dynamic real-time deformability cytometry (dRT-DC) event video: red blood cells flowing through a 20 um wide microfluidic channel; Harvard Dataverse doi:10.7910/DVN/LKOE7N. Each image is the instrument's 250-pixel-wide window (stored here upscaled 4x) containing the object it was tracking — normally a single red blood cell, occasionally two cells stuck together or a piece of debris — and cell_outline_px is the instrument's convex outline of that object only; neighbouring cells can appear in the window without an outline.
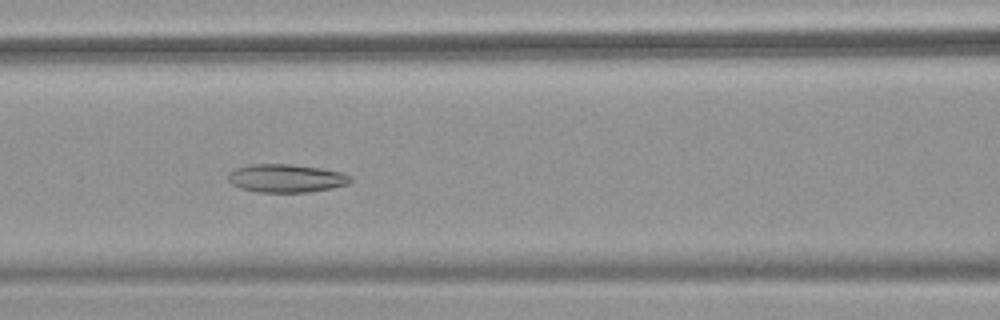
{"species": "common noctule bat (a hibernating species)", "species_latin": "Nyctalus noctula", "temperature_condition": "warm", "stored_images_in_passage": 51, "camera_frame_rate_fps": 3000, "um_per_image_px": 0.085, "animal": {"sex": "female", "body_mass_g": 18.4}, "frame": {"image": 1, "passage_image": 22, "time_ms": 7.0, "image_size_px": [1000, 320], "cell_outline_px": [[352, 180], [348, 184], [332, 188], [308, 192], [256, 192], [240, 188], [232, 184], [228, 180], [228, 172], [236, 168], [248, 164], [292, 164], [320, 168], [344, 172], [352, 176]], "centroid_in_image_um": [24.33, 15.15], "position_along_channel_um": 142.3, "area_um2": 20.35}}
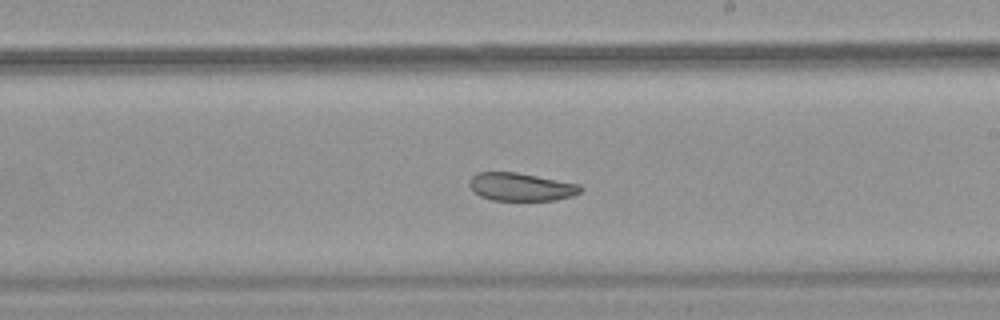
{"frame": {"image": 2, "passage_image": 30, "time_ms": 9.667, "image_size_px": [1000, 320], "cell_outline_px": [[584, 188], [580, 192], [572, 196], [556, 200], [492, 200], [480, 196], [468, 184], [472, 176], [476, 172], [516, 172], [580, 184]], "centroid_in_image_um": [44.3, 15.88], "position_along_channel_um": 244.7, "area_um2": 18.09}}
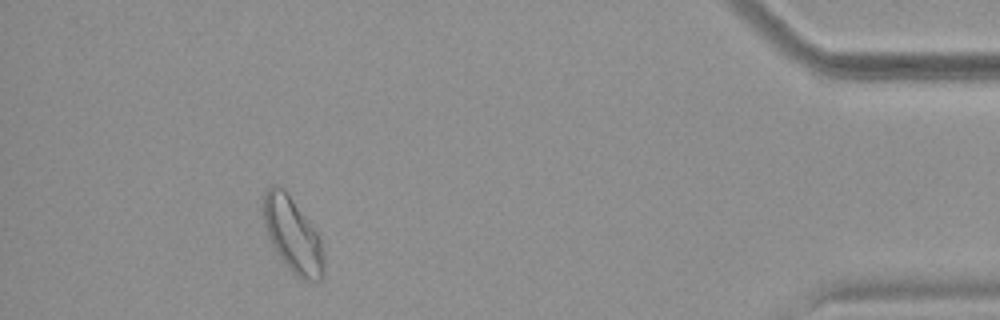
{"frame": {"image": 3, "passage_image": 47, "time_ms": 15.333, "image_size_px": [1000, 320], "cell_outline_px": [[324, 276], [320, 280], [300, 280], [292, 272], [276, 252], [268, 236], [264, 224], [264, 192], [272, 184], [276, 184], [284, 188], [316, 232], [320, 240], [324, 260]], "centroid_in_image_um": [24.87, 19.99], "position_along_channel_um": 410.3, "area_um2": 25.95}, "authors_computed_cell_mechanics": {"area_um2": 22.9466, "velocity_mm_per_s": 3.8647, "shape_relaxation_time_tau1_ms": null, "shape_relaxation_time_tau2_ms": 6.7807, "deformation_change_tau1": null, "deformation_change_tau2": 0.1374}}